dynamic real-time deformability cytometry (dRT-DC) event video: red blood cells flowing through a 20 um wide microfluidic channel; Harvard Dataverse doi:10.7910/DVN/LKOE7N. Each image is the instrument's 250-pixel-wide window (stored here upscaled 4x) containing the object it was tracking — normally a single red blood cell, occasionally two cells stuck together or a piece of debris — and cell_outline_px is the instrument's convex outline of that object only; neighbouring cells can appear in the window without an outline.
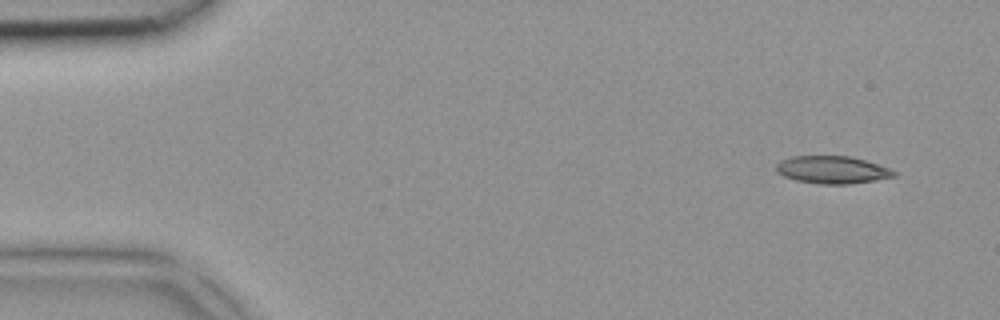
{"species": "common noctule bat (a hibernating species)", "species_latin": "Nyctalus noctula", "temperature_condition": "room temperature", "stored_images_in_passage": 4, "camera_frame_rate_fps": 3000, "um_per_image_px": 0.085, "animal": {"sex": "female", "body_mass_g": 18.4}, "frame": {"image": 1, "passage_image": 1, "time_ms": 0.0, "image_size_px": [1000, 320], "cell_outline_px": [[896, 176], [876, 180], [848, 184], [820, 184], [796, 180], [784, 176], [776, 172], [776, 164], [780, 160], [788, 156], [848, 156], [864, 160], [888, 168], [896, 172]], "centroid_in_image_um": [70.69, 14.43], "position_along_channel_um": 14.3, "area_um2": 18.84}}
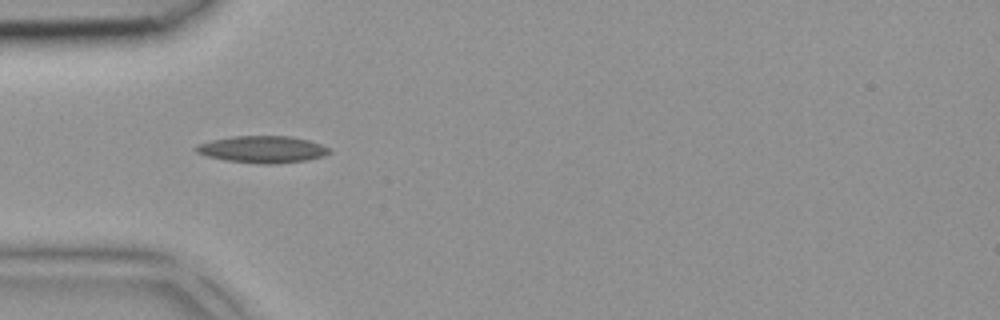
{"frame": {"image": 2, "passage_image": 4, "time_ms": 1.0, "image_size_px": [1000, 320], "cell_outline_px": [[332, 152], [324, 156], [304, 160], [272, 164], [256, 164], [224, 160], [208, 156], [196, 152], [192, 148], [196, 144], [212, 140], [232, 136], [292, 136], [308, 140], [332, 148]], "centroid_in_image_um": [22.3, 12.69], "position_along_channel_um": 62.7, "area_um2": 21.1}}